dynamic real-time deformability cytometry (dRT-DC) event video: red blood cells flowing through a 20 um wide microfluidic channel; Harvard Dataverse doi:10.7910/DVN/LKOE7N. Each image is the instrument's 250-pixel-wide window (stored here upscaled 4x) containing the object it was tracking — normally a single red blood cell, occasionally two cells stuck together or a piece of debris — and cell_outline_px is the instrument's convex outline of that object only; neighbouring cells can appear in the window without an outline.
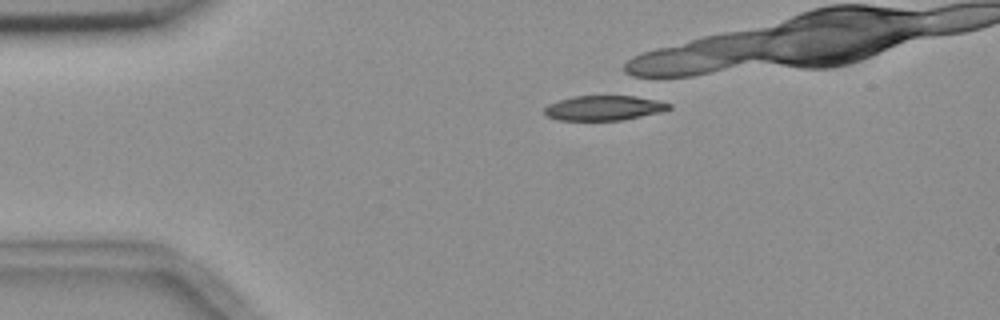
{"species": "common noctule bat (a hibernating species)", "species_latin": "Nyctalus noctula", "temperature_condition": "room temperature", "stored_images_in_passage": 1, "camera_frame_rate_fps": 3000, "um_per_image_px": 0.085, "animal": {"sex": "female", "body_mass_g": 18.4}, "frame": {"image": 1, "passage_image": 1, "time_ms": 0.0, "image_size_px": [1000, 320], "cell_outline_px": [[672, 108], [660, 112], [620, 120], [556, 120], [544, 116], [544, 108], [548, 104], [572, 96], [636, 96], [656, 100], [672, 104]], "centroid_in_image_um": [51.29, 9.18], "position_along_channel_um": 33.7, "area_um2": 18.03}}